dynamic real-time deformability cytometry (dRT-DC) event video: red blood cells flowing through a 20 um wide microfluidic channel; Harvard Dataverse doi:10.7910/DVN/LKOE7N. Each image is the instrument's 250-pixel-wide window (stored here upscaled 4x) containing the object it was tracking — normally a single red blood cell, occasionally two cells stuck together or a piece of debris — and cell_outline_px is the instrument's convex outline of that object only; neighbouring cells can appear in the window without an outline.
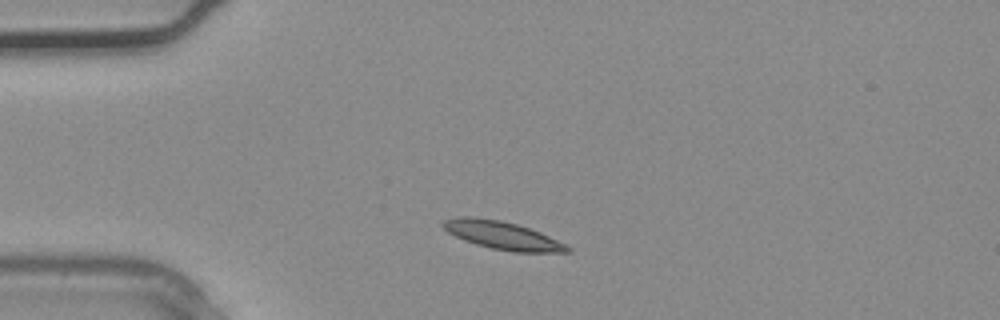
{"species": "common noctule bat (a hibernating species)", "species_latin": "Nyctalus noctula", "temperature_condition": "warm", "stored_images_in_passage": 1, "camera_frame_rate_fps": 3000, "um_per_image_px": 0.085, "animal": {"sex": "male", "body_mass_g": 20.4}, "frame": {"image": 1, "passage_image": 1, "time_ms": 0.0, "image_size_px": [1000, 320], "cell_outline_px": [[572, 252], [512, 252], [492, 248], [476, 244], [464, 240], [448, 232], [440, 224], [444, 220], [460, 216], [472, 216], [500, 220], [516, 224], [540, 232], [572, 248]], "centroid_in_image_um": [42.68, 20.0], "position_along_channel_um": 42.3, "area_um2": 20.11}}